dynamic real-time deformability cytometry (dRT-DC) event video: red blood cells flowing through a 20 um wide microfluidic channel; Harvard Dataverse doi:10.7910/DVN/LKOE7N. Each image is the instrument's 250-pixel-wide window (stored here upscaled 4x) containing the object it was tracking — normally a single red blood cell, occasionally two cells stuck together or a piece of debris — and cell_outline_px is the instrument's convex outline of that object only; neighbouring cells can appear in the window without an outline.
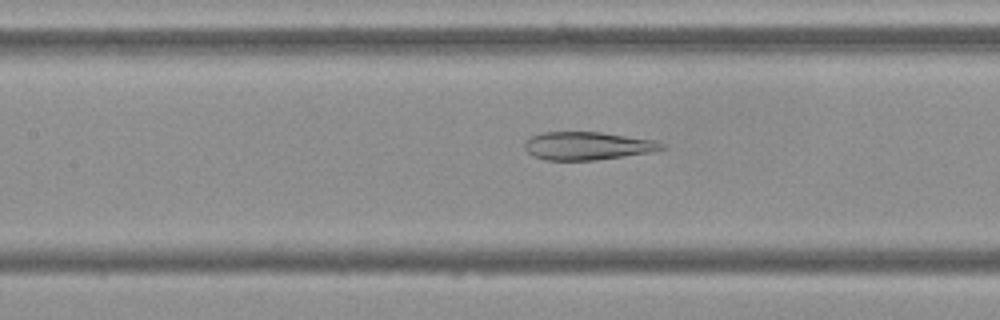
{"species": "Egyptian fruit bat (a non-hibernating species)", "species_latin": "Rousettus aegyptiacus", "temperature_condition": "cold", "stored_images_in_passage": 48, "camera_frame_rate_fps": 3000, "um_per_image_px": 0.085, "frame": {"image": 1, "passage_image": 18, "time_ms": 5.667, "image_size_px": [1000, 320], "cell_outline_px": [[668, 148], [648, 152], [624, 156], [596, 160], [544, 160], [532, 156], [524, 148], [524, 140], [540, 132], [600, 132], [660, 140]], "centroid_in_image_um": [49.94, 12.39], "position_along_channel_um": 157.5, "area_um2": 22.72}}
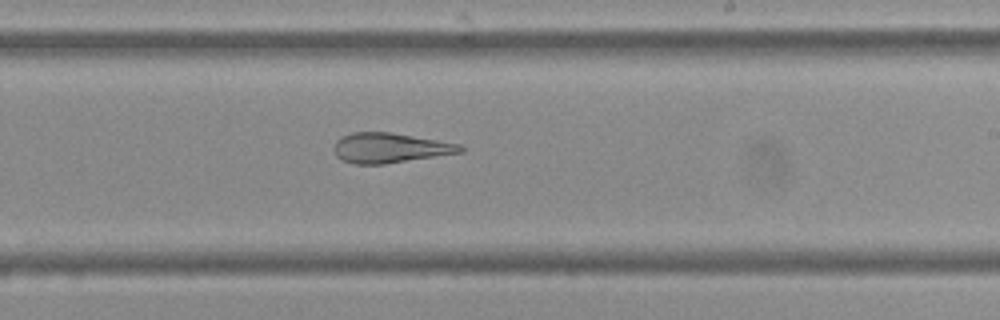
{"frame": {"image": 2, "passage_image": 26, "time_ms": 8.333, "image_size_px": [1000, 320], "cell_outline_px": [[464, 152], [384, 164], [356, 164], [340, 160], [336, 156], [332, 148], [336, 140], [340, 136], [352, 132], [388, 132], [460, 144], [464, 148]], "centroid_in_image_um": [33.08, 12.57], "position_along_channel_um": 255.9, "area_um2": 22.08}}
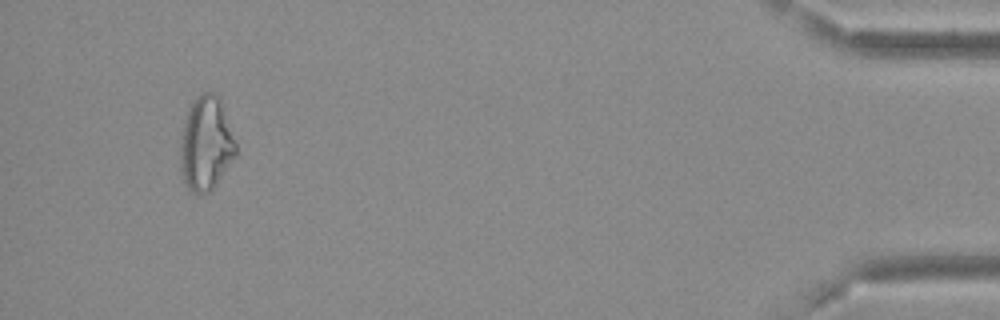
{"frame": {"image": 3, "passage_image": 45, "time_ms": 14.667, "image_size_px": [1000, 320], "cell_outline_px": [[236, 152], [212, 188], [208, 192], [192, 192], [188, 188], [184, 180], [180, 168], [180, 140], [184, 120], [188, 108], [196, 96], [204, 92], [216, 92], [220, 96], [236, 144]], "centroid_in_image_um": [17.47, 12.13], "position_along_channel_um": 417.7, "area_um2": 30.06}, "authors_computed_cell_mechanics": {"area_um2": 26.9926, "velocity_mm_per_s": 3.6985, "shape_relaxation_time_tau1_ms": null, "shape_relaxation_time_tau2_ms": 4.8086, "deformation_change_tau1": null, "deformation_change_tau2": 0.1086}}